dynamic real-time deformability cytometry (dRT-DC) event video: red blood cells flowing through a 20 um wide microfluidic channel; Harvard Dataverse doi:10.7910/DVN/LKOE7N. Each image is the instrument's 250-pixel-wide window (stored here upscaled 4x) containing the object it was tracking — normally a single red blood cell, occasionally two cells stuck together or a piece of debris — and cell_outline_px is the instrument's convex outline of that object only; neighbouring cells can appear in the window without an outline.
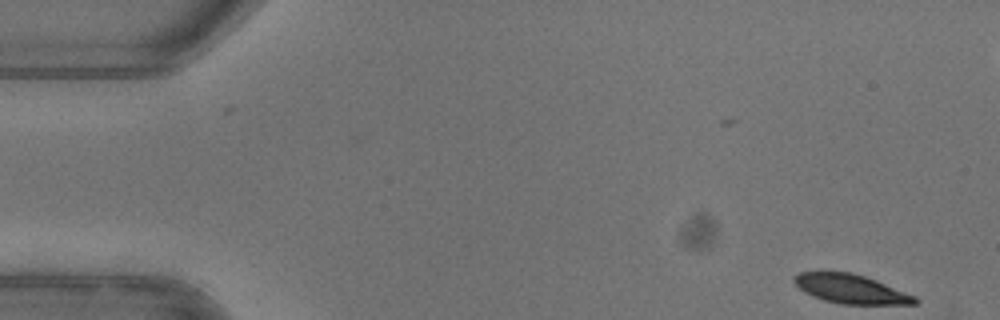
{"species": "common noctule bat (a hibernating species)", "species_latin": "Nyctalus noctula", "temperature_condition": "warm", "stored_images_in_passage": 51, "camera_frame_rate_fps": 3000, "um_per_image_px": 0.085, "animal": {"sex": "female"}, "frame": {"image": 1, "passage_image": 1, "time_ms": 0.0, "image_size_px": [1000, 320], "cell_outline_px": [[920, 300], [916, 304], [840, 304], [824, 300], [812, 296], [804, 292], [792, 280], [800, 272], [852, 272], [876, 280], [916, 296]], "centroid_in_image_um": [72.35, 24.57], "position_along_channel_um": 12.7, "area_um2": 20.35}}
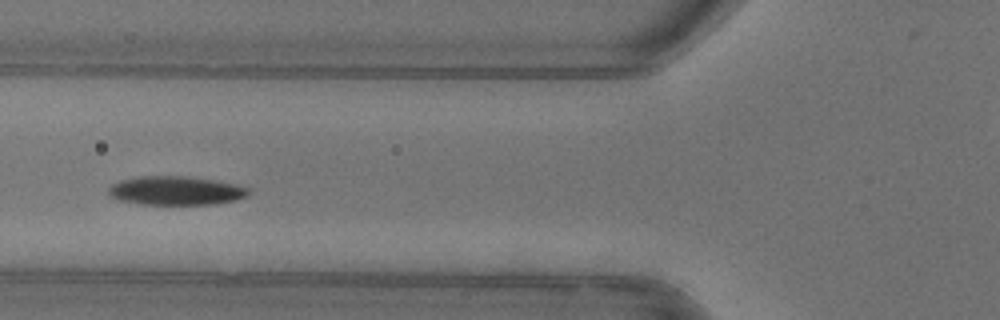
{"frame": {"image": 2, "passage_image": 18, "time_ms": 5.667, "image_size_px": [1000, 320], "cell_outline_px": [[252, 192], [248, 196], [236, 200], [216, 204], [140, 204], [116, 200], [108, 196], [108, 188], [112, 184], [120, 180], [136, 176], [188, 176], [216, 180], [236, 184], [248, 188]], "centroid_in_image_um": [14.93, 16.2], "position_along_channel_um": 110.9, "area_um2": 23.93}}
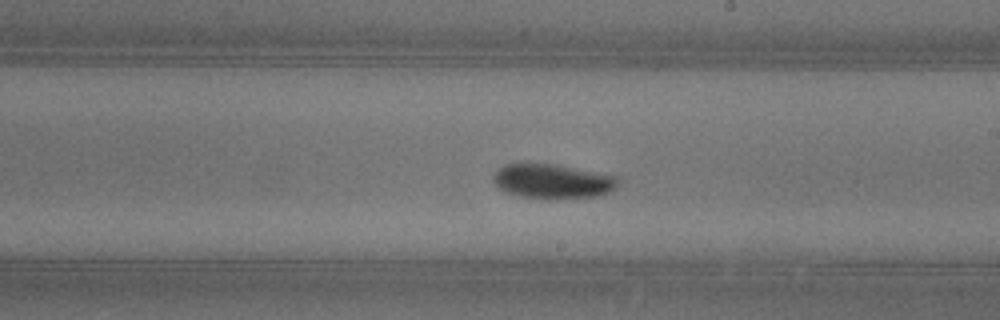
{"frame": {"image": 3, "passage_image": 28, "time_ms": 9.0, "image_size_px": [1000, 320], "cell_outline_px": [[620, 180], [616, 188], [608, 192], [596, 196], [548, 200], [520, 196], [496, 188], [492, 180], [492, 176], [504, 164], [520, 160], [532, 160], [556, 164], [616, 176]], "centroid_in_image_um": [46.88, 15.37], "position_along_channel_um": 242.1, "area_um2": 26.18}, "authors_computed_cell_mechanics": {"area_um2": 22.831, "velocity_mm_per_s": 3.9457, "shape_relaxation_time_tau1_ms": 2.72, "shape_relaxation_time_tau2_ms": null, "deformation_change_tau1": 0.1272, "deformation_change_tau2": null}}